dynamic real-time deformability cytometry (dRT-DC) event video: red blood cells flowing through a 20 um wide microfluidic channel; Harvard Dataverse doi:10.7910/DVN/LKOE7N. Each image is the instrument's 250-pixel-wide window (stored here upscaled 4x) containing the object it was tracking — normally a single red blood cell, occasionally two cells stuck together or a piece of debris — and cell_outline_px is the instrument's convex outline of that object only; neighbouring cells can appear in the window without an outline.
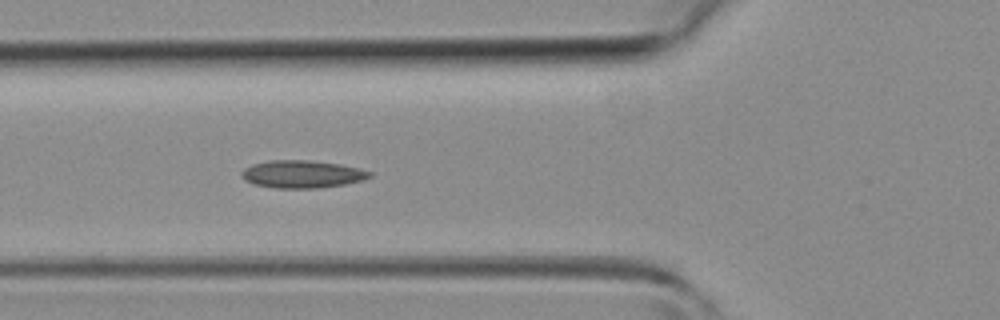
{"species": "common noctule bat (a hibernating species)", "species_latin": "Nyctalus noctula", "temperature_condition": "room temperature", "stored_images_in_passage": 15, "camera_frame_rate_fps": 3000, "um_per_image_px": 0.085, "animal": {"sex": "female", "body_mass_g": 19.3, "forearm_length_mm": 54.1}, "frame": {"image": 1, "passage_image": 14, "time_ms": 4.333, "image_size_px": [1000, 320], "cell_outline_px": [[372, 176], [364, 180], [344, 184], [316, 188], [276, 188], [252, 184], [244, 180], [240, 176], [240, 172], [244, 168], [252, 164], [268, 160], [308, 160], [340, 164], [372, 172]], "centroid_in_image_um": [25.63, 14.8], "position_along_channel_um": 100.2, "area_um2": 20.69}}